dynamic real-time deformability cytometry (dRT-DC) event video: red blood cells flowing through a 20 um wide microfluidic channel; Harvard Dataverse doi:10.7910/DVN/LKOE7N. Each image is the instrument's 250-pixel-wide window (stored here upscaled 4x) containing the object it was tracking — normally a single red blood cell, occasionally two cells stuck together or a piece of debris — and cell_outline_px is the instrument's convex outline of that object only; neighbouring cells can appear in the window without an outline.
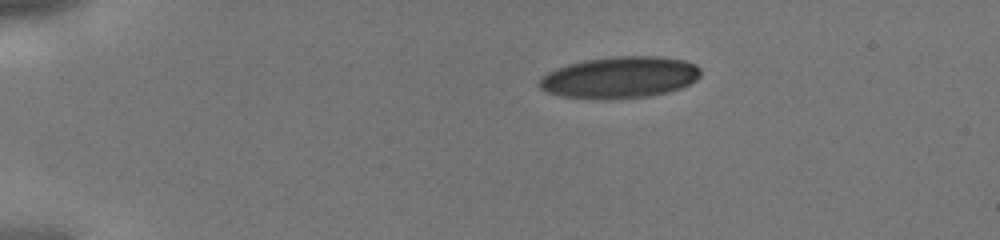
{"species": "human", "species_latin": "Homo sapiens", "temperature_condition": "cold", "stored_images_in_passage": 35, "camera_frame_rate_fps": 3000, "um_per_image_px": 0.085, "donor": {"sex": "male"}, "frame": {"image": 1, "passage_image": 1, "time_ms": 0.0, "image_size_px": [1000, 240], "cell_outline_px": [[700, 76], [696, 80], [680, 88], [668, 92], [648, 96], [608, 100], [564, 96], [548, 92], [540, 88], [536, 84], [548, 72], [556, 68], [568, 64], [584, 60], [612, 56], [656, 56], [684, 60], [696, 64], [700, 68]], "centroid_in_image_um": [52.69, 6.57], "position_along_channel_um": 32.3, "area_um2": 39.13}}
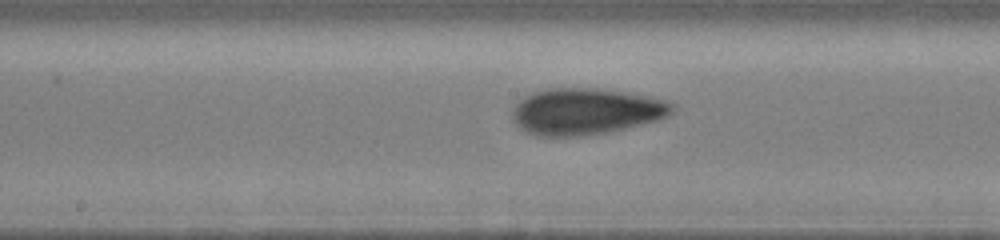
{"frame": {"image": 2, "passage_image": 16, "time_ms": 5.0, "image_size_px": [1000, 240], "cell_outline_px": [[676, 108], [668, 116], [660, 120], [624, 128], [604, 132], [580, 136], [536, 136], [524, 132], [512, 120], [512, 112], [516, 104], [524, 96], [532, 92], [548, 88], [592, 88], [628, 92], [648, 96], [664, 100], [676, 104]], "centroid_in_image_um": [49.79, 9.46], "position_along_channel_um": 198.4, "area_um2": 43.47}}
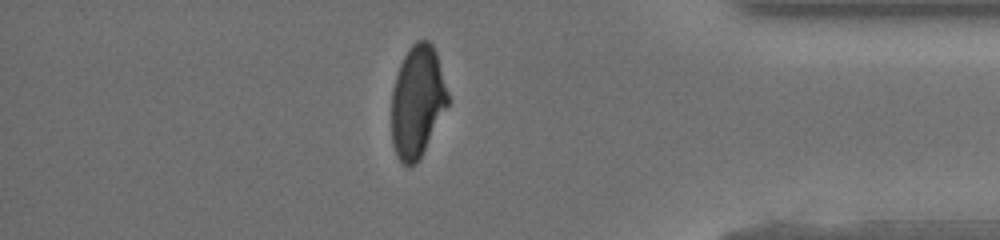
{"frame": {"image": 3, "passage_image": 30, "time_ms": 9.667, "image_size_px": [1000, 240], "cell_outline_px": [[448, 104], [416, 164], [408, 168], [396, 156], [392, 144], [392, 92], [396, 76], [400, 64], [404, 56], [412, 44], [416, 40], [428, 40], [432, 44], [436, 52], [448, 92]], "centroid_in_image_um": [35.46, 8.62], "position_along_channel_um": 399.7, "area_um2": 36.36}}